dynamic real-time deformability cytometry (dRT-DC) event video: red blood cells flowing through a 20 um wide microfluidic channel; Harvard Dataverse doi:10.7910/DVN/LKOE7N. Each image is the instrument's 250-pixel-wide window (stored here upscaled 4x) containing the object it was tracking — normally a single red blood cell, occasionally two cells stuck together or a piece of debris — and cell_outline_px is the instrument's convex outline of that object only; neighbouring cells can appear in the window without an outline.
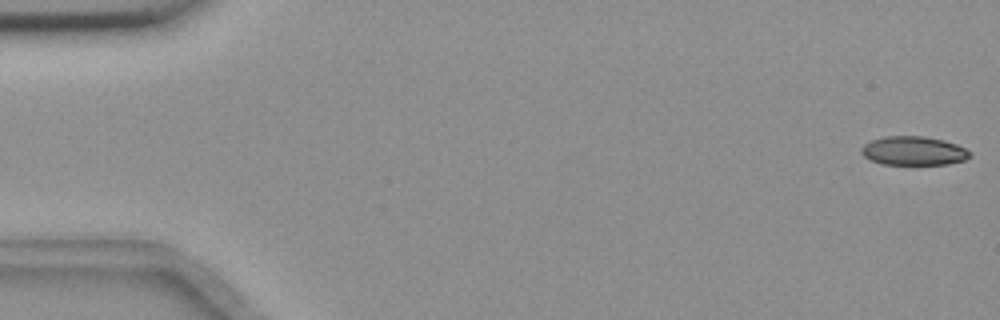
{"species": "common noctule bat (a hibernating species)", "species_latin": "Nyctalus noctula", "temperature_condition": "room temperature", "stored_images_in_passage": 56, "camera_frame_rate_fps": 3000, "um_per_image_px": 0.085, "animal": {"sex": "female", "body_mass_g": 18.4}, "frame": {"image": 1, "passage_image": 1, "time_ms": 0.0, "image_size_px": [1000, 320], "cell_outline_px": [[972, 156], [964, 160], [948, 164], [880, 164], [864, 156], [860, 152], [860, 148], [864, 144], [872, 140], [884, 136], [924, 136], [944, 140], [956, 144], [972, 152]], "centroid_in_image_um": [77.66, 12.82], "position_along_channel_um": 7.3, "area_um2": 18.32}}
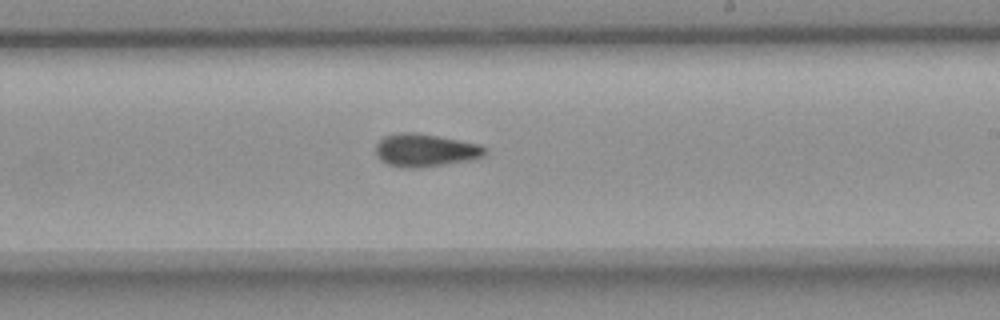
{"frame": {"image": 2, "passage_image": 33, "time_ms": 10.667, "image_size_px": [1000, 320], "cell_outline_px": [[488, 152], [484, 156], [476, 160], [416, 168], [400, 168], [388, 164], [380, 160], [376, 156], [376, 144], [384, 136], [400, 132], [412, 132], [436, 136], [480, 144], [488, 148]], "centroid_in_image_um": [36.18, 12.79], "position_along_channel_um": 252.8, "area_um2": 21.21}}
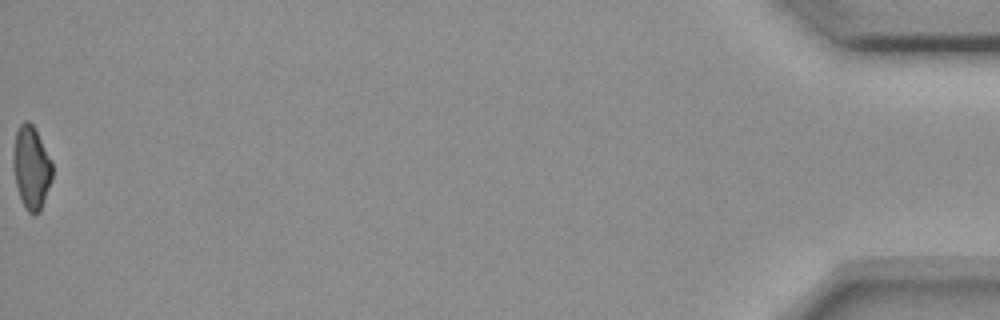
{"frame": {"image": 3, "passage_image": 56, "time_ms": 18.333, "image_size_px": [1000, 320], "cell_outline_px": [[52, 180], [40, 212], [32, 216], [24, 208], [20, 200], [12, 168], [12, 156], [16, 132], [20, 124], [24, 120], [28, 120], [32, 124], [52, 164]], "centroid_in_image_um": [2.63, 14.31], "position_along_channel_um": 432.6, "area_um2": 18.96}, "authors_computed_cell_mechanics": {"area_um2": 20.1144, "velocity_mm_per_s": 3.6619, "shape_relaxation_time_tau1_ms": null, "shape_relaxation_time_tau2_ms": 6.9375, "deformation_change_tau1": null, "deformation_change_tau2": 0.1312}}